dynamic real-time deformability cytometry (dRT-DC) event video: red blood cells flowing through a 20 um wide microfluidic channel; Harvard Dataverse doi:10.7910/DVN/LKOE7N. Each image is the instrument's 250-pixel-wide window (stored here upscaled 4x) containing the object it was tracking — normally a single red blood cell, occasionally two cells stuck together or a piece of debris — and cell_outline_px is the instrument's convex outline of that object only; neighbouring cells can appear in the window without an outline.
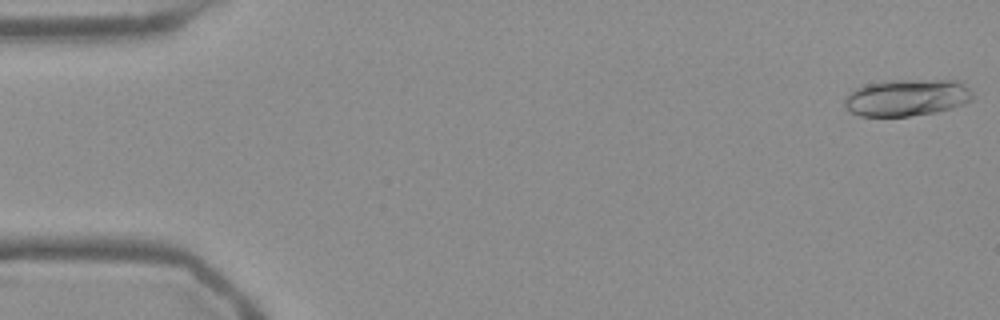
{"species": "Egyptian fruit bat (a non-hibernating species)", "species_latin": "Rousettus aegyptiacus", "temperature_condition": "warm", "stored_images_in_passage": 53, "camera_frame_rate_fps": 3000, "um_per_image_px": 0.085, "frame": {"image": 1, "passage_image": 1, "time_ms": 0.0, "image_size_px": [1000, 320], "cell_outline_px": [[972, 100], [964, 104], [952, 108], [936, 112], [908, 116], [860, 116], [848, 112], [844, 108], [844, 100], [848, 92], [856, 88], [868, 84], [884, 80], [960, 80], [972, 92]], "centroid_in_image_um": [77.05, 8.29], "position_along_channel_um": 8.0, "area_um2": 27.86}}
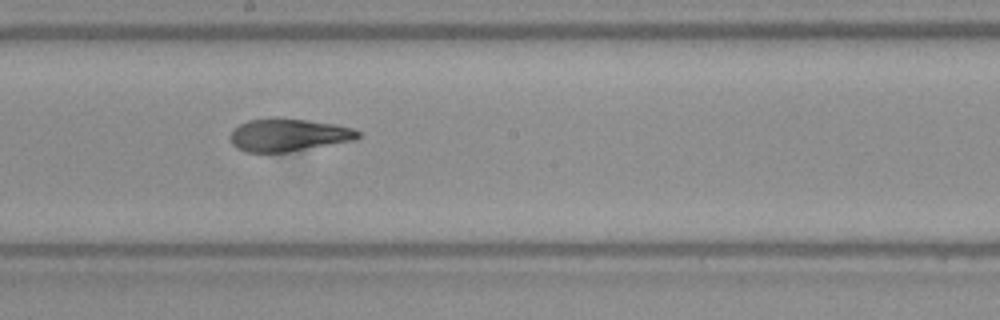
{"frame": {"image": 2, "passage_image": 29, "time_ms": 9.333, "image_size_px": [1000, 320], "cell_outline_px": [[360, 136], [356, 140], [288, 152], [244, 152], [236, 148], [232, 144], [232, 132], [240, 124], [248, 120], [272, 116], [280, 116], [336, 124], [356, 128], [360, 132]], "centroid_in_image_um": [24.55, 11.45], "position_along_channel_um": 223.6, "area_um2": 24.8}}
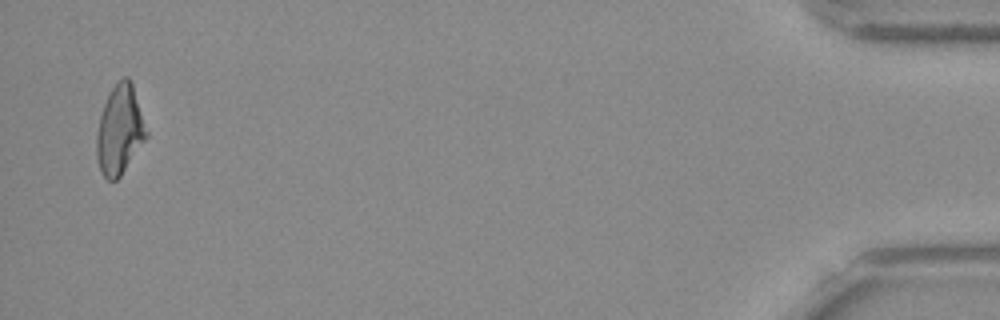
{"frame": {"image": 3, "passage_image": 52, "time_ms": 17.0, "image_size_px": [1000, 320], "cell_outline_px": [[148, 136], [120, 176], [116, 180], [108, 180], [100, 172], [96, 156], [96, 132], [100, 116], [104, 104], [112, 88], [124, 76], [128, 76], [132, 80], [148, 132]], "centroid_in_image_um": [10.18, 11.04], "position_along_channel_um": 425.0, "area_um2": 25.89}, "authors_computed_cell_mechanics": {"area_um2": 25.4898, "velocity_mm_per_s": 3.7885, "shape_relaxation_time_tau1_ms": null, "shape_relaxation_time_tau2_ms": 1.9125, "deformation_change_tau1": null, "deformation_change_tau2": 0.0815}}